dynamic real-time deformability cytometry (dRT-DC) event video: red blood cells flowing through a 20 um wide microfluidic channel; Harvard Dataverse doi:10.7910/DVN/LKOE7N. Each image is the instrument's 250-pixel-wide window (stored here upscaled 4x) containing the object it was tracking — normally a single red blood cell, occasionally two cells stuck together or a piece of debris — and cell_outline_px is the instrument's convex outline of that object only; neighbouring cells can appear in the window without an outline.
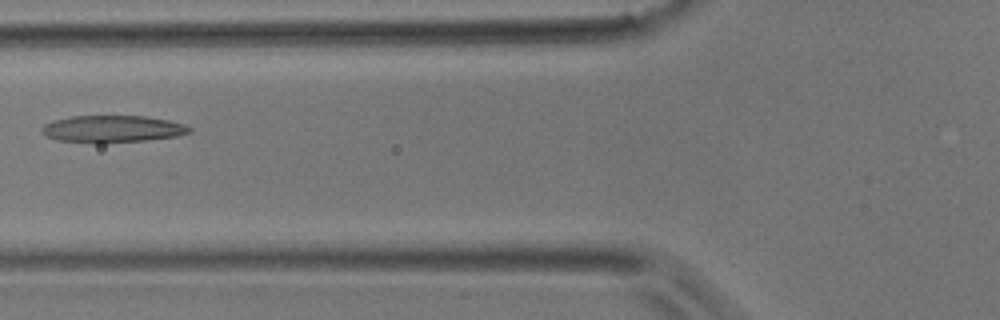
{"species": "common noctule bat (a hibernating species)", "species_latin": "Nyctalus noctula", "temperature_condition": "room temperature", "stored_images_in_passage": 4, "camera_frame_rate_fps": 3000, "um_per_image_px": 0.085, "animal": {"sex": "male", "body_mass_g": 17.9}, "frame": {"image": 1, "passage_image": 4, "time_ms": 1.0, "image_size_px": [1000, 320], "cell_outline_px": [[192, 132], [176, 136], [144, 140], [100, 144], [96, 144], [56, 140], [40, 132], [40, 128], [44, 124], [56, 120], [72, 116], [144, 116], [168, 120], [184, 124], [192, 128]], "centroid_in_image_um": [9.53, 10.97], "position_along_channel_um": 116.3, "area_um2": 23.41}}